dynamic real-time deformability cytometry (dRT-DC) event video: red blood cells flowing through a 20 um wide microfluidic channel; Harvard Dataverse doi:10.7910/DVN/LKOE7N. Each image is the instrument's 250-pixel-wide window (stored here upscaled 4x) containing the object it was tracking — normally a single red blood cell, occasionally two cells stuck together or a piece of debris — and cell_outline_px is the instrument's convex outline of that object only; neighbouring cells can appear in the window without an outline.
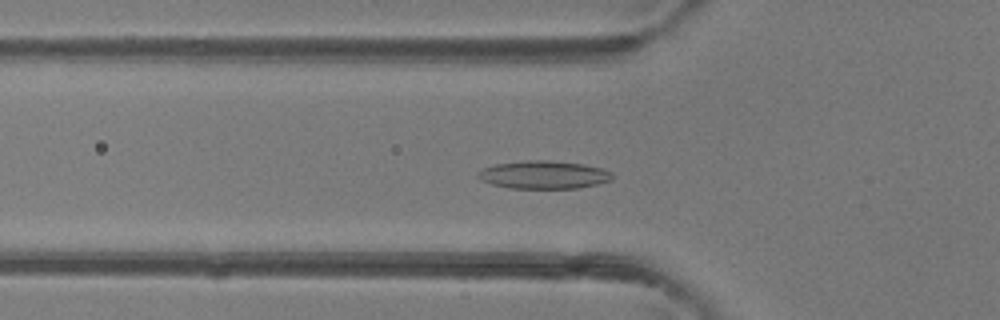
{"species": "common noctule bat (a hibernating species)", "species_latin": "Nyctalus noctula", "temperature_condition": "room temperature", "stored_images_in_passage": 47, "camera_frame_rate_fps": 3000, "um_per_image_px": 0.085, "animal": {"sex": "female"}, "frame": {"image": 1, "passage_image": 16, "time_ms": 5.0, "image_size_px": [1000, 320], "cell_outline_px": [[612, 180], [596, 184], [576, 188], [508, 188], [492, 184], [480, 180], [476, 176], [476, 172], [484, 168], [496, 164], [528, 160], [548, 160], [584, 164], [600, 168], [612, 172]], "centroid_in_image_um": [46.18, 14.85], "position_along_channel_um": 79.6, "area_um2": 21.85}}
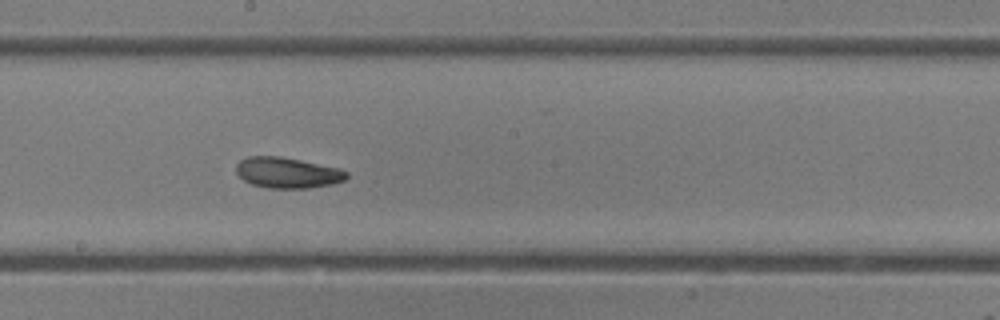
{"frame": {"image": 2, "passage_image": 26, "time_ms": 8.333, "image_size_px": [1000, 320], "cell_outline_px": [[348, 176], [344, 180], [332, 184], [308, 188], [268, 188], [252, 184], [244, 180], [236, 172], [236, 164], [240, 160], [248, 156], [280, 156], [300, 160], [336, 168], [348, 172]], "centroid_in_image_um": [24.4, 14.68], "position_along_channel_um": 223.8, "area_um2": 19.59}}
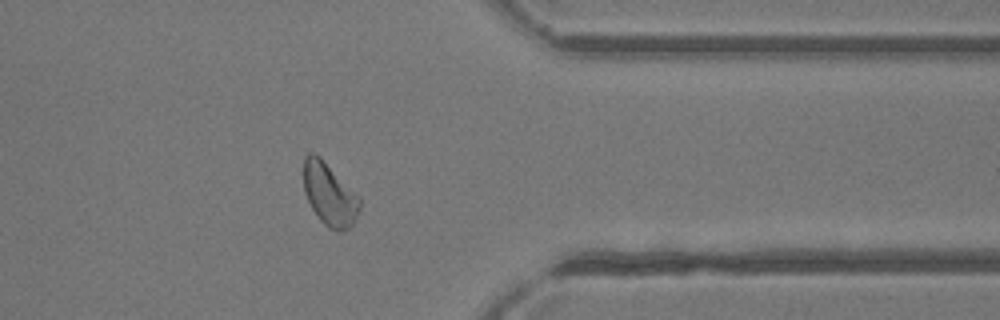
{"frame": {"image": 3, "passage_image": 38, "time_ms": 12.333, "image_size_px": [1000, 320], "cell_outline_px": [[360, 208], [352, 224], [348, 228], [340, 232], [328, 228], [320, 220], [312, 208], [304, 192], [304, 156], [308, 152], [312, 152], [320, 156], [360, 196]], "centroid_in_image_um": [28.0, 16.5], "position_along_channel_um": 383.4, "area_um2": 20.52}, "authors_computed_cell_mechanics": {"area_um2": 20.8658, "velocity_mm_per_s": 4.3101, "shape_relaxation_time_tau1_ms": 3.9203, "shape_relaxation_time_tau2_ms": null, "deformation_change_tau1": 0.1174, "deformation_change_tau2": null}}